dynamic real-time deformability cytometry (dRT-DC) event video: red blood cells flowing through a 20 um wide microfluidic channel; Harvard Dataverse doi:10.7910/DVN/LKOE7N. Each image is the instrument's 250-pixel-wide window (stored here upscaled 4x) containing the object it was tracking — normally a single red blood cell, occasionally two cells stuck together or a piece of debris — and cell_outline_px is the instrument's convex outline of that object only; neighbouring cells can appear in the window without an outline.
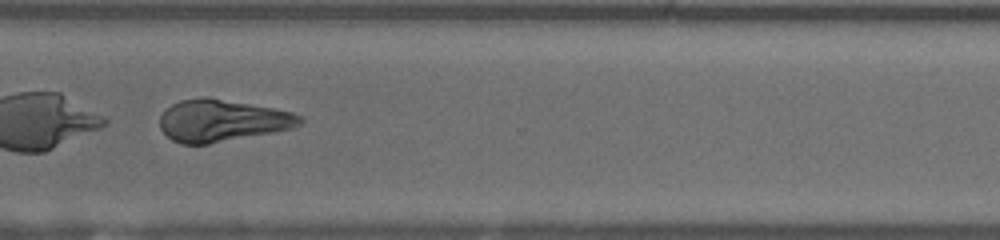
{"species": "human", "species_latin": "Homo sapiens", "temperature_condition": "room temperature", "stored_images_in_passage": 50, "camera_frame_rate_fps": 3000, "um_per_image_px": 0.085, "donor": {"sex": "female"}, "frame": {"image": 1, "passage_image": 40, "time_ms": 13.0, "image_size_px": [1000, 240], "cell_outline_px": [[304, 120], [300, 124], [292, 128], [276, 132], [208, 144], [180, 144], [172, 140], [160, 128], [160, 116], [172, 104], [180, 100], [204, 96], [208, 96], [272, 108], [292, 112], [304, 116]], "centroid_in_image_um": [18.89, 10.25], "position_along_channel_um": 351.7, "area_um2": 34.45}}